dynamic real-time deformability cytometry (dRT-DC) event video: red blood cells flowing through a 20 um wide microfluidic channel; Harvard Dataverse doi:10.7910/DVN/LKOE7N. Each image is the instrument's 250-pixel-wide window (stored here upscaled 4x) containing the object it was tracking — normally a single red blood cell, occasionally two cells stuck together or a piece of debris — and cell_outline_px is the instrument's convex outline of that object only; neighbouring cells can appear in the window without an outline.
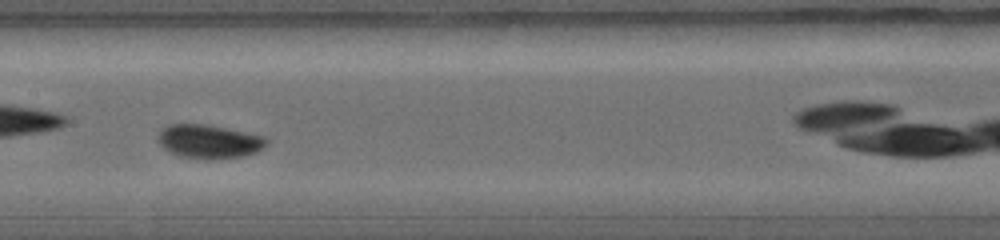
{"species": "common noctule bat (a hibernating species)", "species_latin": "Nyctalus noctula", "temperature_condition": "warm", "stored_images_in_passage": 20, "camera_frame_rate_fps": 5000, "um_per_image_px": 0.085, "animal": {"sex": "female", "body_mass_g": 19.0, "forearm_length_mm": 56.7}, "frame": {"image": 1, "passage_image": 9, "time_ms": 3.0, "image_size_px": [1000, 240], "cell_outline_px": [[268, 144], [264, 148], [256, 152], [240, 156], [208, 160], [180, 156], [164, 148], [156, 140], [160, 132], [168, 124], [204, 124], [264, 136], [268, 140]], "centroid_in_image_um": [17.77, 12.03], "position_along_channel_um": 189.6, "area_um2": 21.15}}